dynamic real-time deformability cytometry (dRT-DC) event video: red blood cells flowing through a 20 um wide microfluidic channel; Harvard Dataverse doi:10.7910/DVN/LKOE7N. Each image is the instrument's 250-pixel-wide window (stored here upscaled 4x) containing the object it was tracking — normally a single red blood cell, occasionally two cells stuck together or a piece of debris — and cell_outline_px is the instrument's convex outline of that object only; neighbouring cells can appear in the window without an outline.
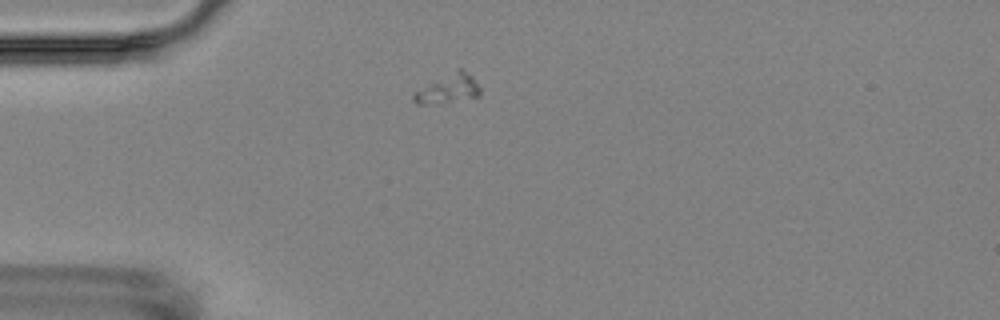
{"species": "Egyptian fruit bat (a non-hibernating species)", "species_latin": "Rousettus aegyptiacus", "temperature_condition": "room temperature", "stored_images_in_passage": 12, "camera_frame_rate_fps": 3000, "um_per_image_px": 0.085, "animal": {"sex": "female"}, "frame": {"image": 1, "passage_image": 1, "time_ms": 0.0, "image_size_px": [1000, 320], "cell_outline_px": [[480, 96], [424, 104], [416, 104], [412, 100], [412, 96], [416, 92], [456, 68], [460, 68], [472, 76], [480, 88]], "centroid_in_image_um": [38.12, 7.52], "position_along_channel_um": 46.9, "area_um2": 10.64}}
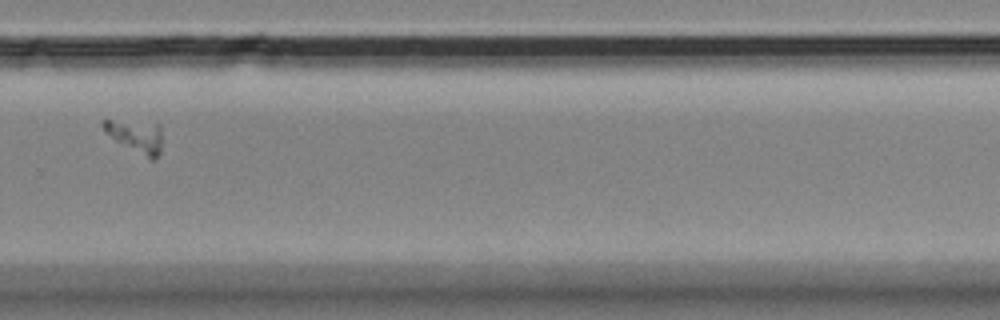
{"frame": {"image": 2, "passage_image": 8, "time_ms": 8.333, "image_size_px": [1000, 320], "cell_outline_px": [[160, 156], [156, 160], [152, 160], [116, 140], [104, 132], [100, 124], [104, 120], [112, 120], [160, 124]], "centroid_in_image_um": [11.55, 11.57], "position_along_channel_um": 318.3, "area_um2": 10.92}}
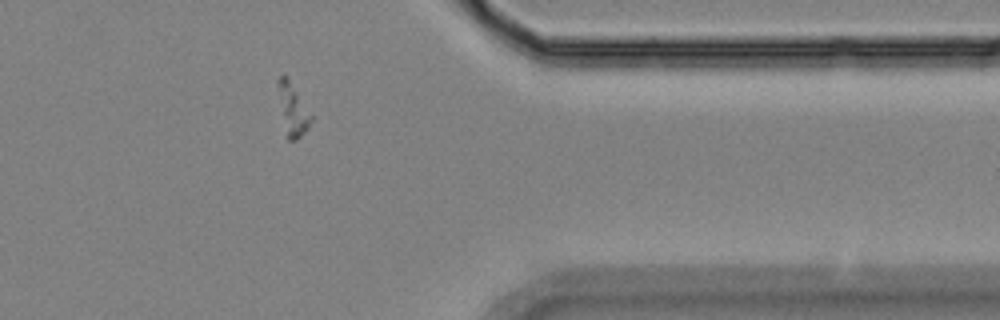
{"frame": {"image": 3, "passage_image": 10, "time_ms": 10.667, "image_size_px": [1000, 320], "cell_outline_px": [[316, 116], [308, 128], [296, 140], [288, 140], [276, 84], [276, 80], [280, 76], [288, 76]], "centroid_in_image_um": [24.96, 9.24], "position_along_channel_um": 386.4, "area_um2": 10.4}}